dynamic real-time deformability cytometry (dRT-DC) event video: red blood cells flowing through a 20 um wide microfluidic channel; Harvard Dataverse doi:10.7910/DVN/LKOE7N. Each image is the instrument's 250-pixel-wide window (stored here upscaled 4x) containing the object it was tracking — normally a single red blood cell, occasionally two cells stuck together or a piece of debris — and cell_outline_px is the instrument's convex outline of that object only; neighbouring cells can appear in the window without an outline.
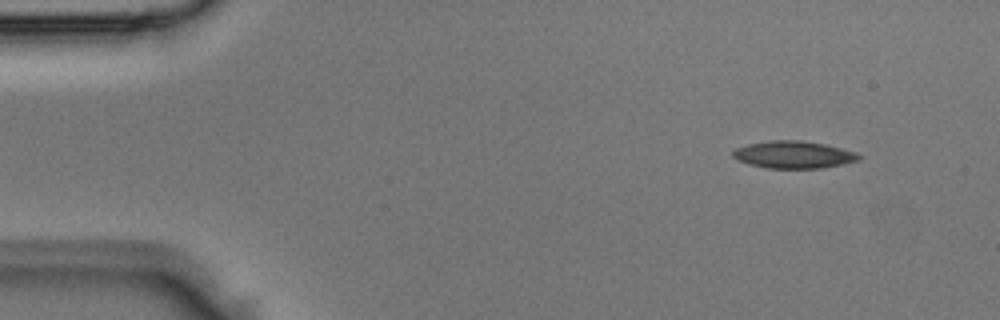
{"species": "Egyptian fruit bat (a non-hibernating species)", "species_latin": "Rousettus aegyptiacus", "temperature_condition": "room temperature", "stored_images_in_passage": 2, "camera_frame_rate_fps": 3000, "um_per_image_px": 0.085, "animal": {"sex": "male"}, "frame": {"image": 1, "passage_image": 1, "time_ms": 0.0, "image_size_px": [1000, 320], "cell_outline_px": [[864, 156], [860, 160], [844, 164], [824, 168], [768, 168], [748, 164], [736, 160], [732, 156], [732, 152], [736, 148], [748, 144], [772, 140], [800, 140], [824, 144], [856, 152]], "centroid_in_image_um": [67.48, 13.15], "position_along_channel_um": 17.5, "area_um2": 20.17}}